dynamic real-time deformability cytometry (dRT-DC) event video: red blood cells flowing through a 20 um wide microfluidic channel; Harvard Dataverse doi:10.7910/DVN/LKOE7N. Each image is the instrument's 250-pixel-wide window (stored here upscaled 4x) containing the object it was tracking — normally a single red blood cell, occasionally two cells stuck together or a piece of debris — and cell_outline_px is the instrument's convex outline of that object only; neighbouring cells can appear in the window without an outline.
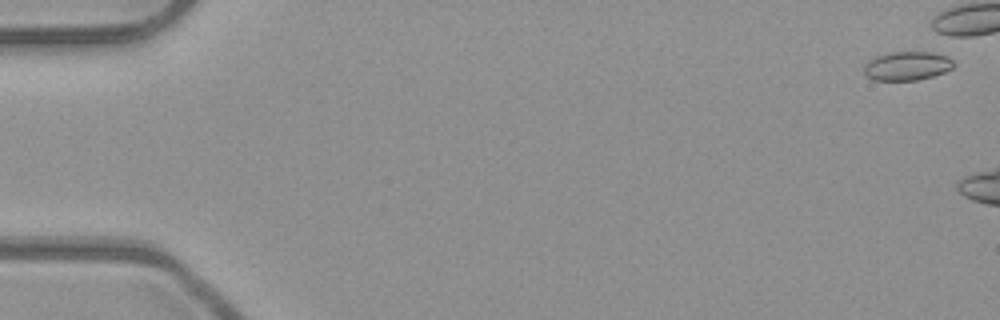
{"species": "common noctule bat (a hibernating species)", "species_latin": "Nyctalus noctula", "temperature_condition": "room temperature", "stored_images_in_passage": 8, "camera_frame_rate_fps": 3000, "um_per_image_px": 0.085, "animal": {"sex": "male", "body_mass_g": 23.1, "forearm_length_mm": 52.7}, "frame": {"image": 1, "passage_image": 2, "time_ms": 0.333, "image_size_px": [1000, 320], "cell_outline_px": [[956, 64], [952, 68], [944, 72], [932, 76], [916, 80], [872, 80], [864, 72], [864, 64], [868, 60], [876, 56], [892, 52], [932, 52], [948, 56]], "centroid_in_image_um": [77.11, 5.6], "position_along_channel_um": 7.9, "area_um2": 15.09}}